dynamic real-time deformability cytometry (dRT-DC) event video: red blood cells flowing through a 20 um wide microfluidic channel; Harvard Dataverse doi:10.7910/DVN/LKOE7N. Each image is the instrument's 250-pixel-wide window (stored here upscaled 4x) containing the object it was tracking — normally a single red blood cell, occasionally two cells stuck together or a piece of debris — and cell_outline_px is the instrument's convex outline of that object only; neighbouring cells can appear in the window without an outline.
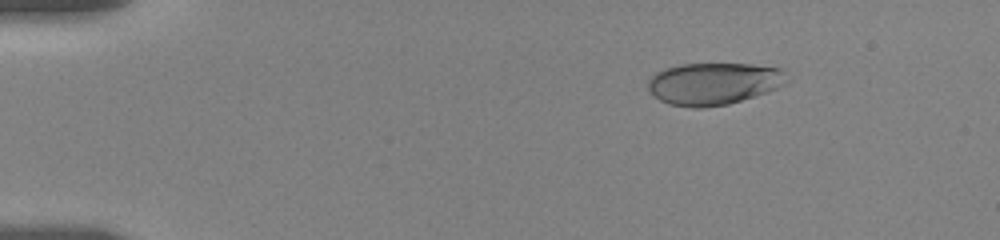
{"species": "human", "species_latin": "Homo sapiens", "temperature_condition": "room temperature", "stored_images_in_passage": 42, "camera_frame_rate_fps": 3000, "um_per_image_px": 0.085, "donor": {"sex": "female"}, "frame": {"image": 1, "passage_image": 6, "time_ms": 2.667, "image_size_px": [1000, 240], "cell_outline_px": [[792, 80], [768, 92], [728, 104], [704, 108], [692, 108], [668, 104], [660, 100], [648, 88], [648, 80], [656, 72], [664, 68], [680, 64], [752, 64], [780, 68]], "centroid_in_image_um": [60.68, 7.11], "position_along_channel_um": 24.3, "area_um2": 34.28}}
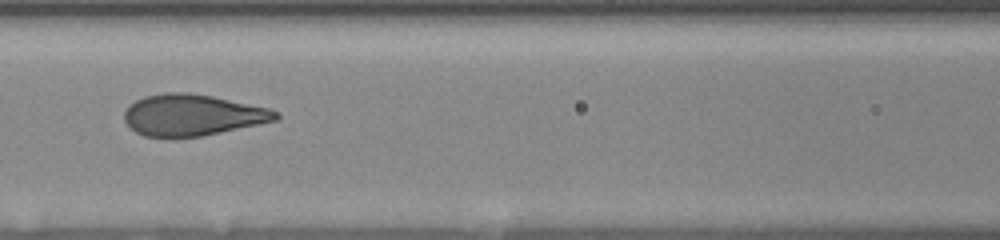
{"frame": {"image": 2, "passage_image": 26, "time_ms": 8.667, "image_size_px": [1000, 240], "cell_outline_px": [[280, 116], [276, 120], [220, 132], [200, 136], [144, 136], [136, 132], [124, 120], [124, 112], [128, 104], [144, 96], [164, 92], [188, 92], [212, 96], [268, 108], [280, 112]], "centroid_in_image_um": [16.33, 9.75], "position_along_channel_um": 150.3, "area_um2": 36.13}}
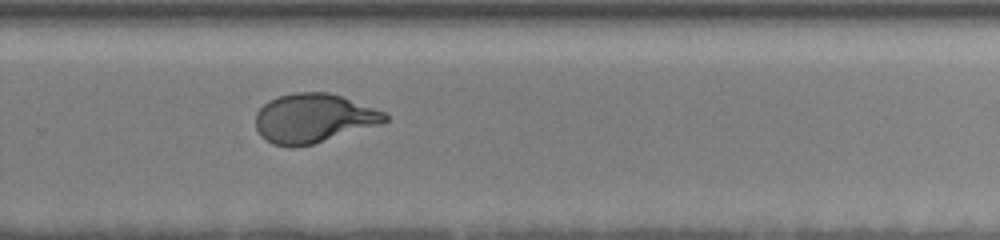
{"frame": {"image": 3, "passage_image": 41, "time_ms": 13.0, "image_size_px": [1000, 240], "cell_outline_px": [[388, 120], [380, 124], [312, 144], [292, 148], [272, 144], [260, 136], [256, 128], [256, 112], [268, 100], [292, 92], [328, 92], [340, 96], [384, 112], [388, 116]], "centroid_in_image_um": [26.59, 10.06], "position_along_channel_um": 303.2, "area_um2": 36.76}}